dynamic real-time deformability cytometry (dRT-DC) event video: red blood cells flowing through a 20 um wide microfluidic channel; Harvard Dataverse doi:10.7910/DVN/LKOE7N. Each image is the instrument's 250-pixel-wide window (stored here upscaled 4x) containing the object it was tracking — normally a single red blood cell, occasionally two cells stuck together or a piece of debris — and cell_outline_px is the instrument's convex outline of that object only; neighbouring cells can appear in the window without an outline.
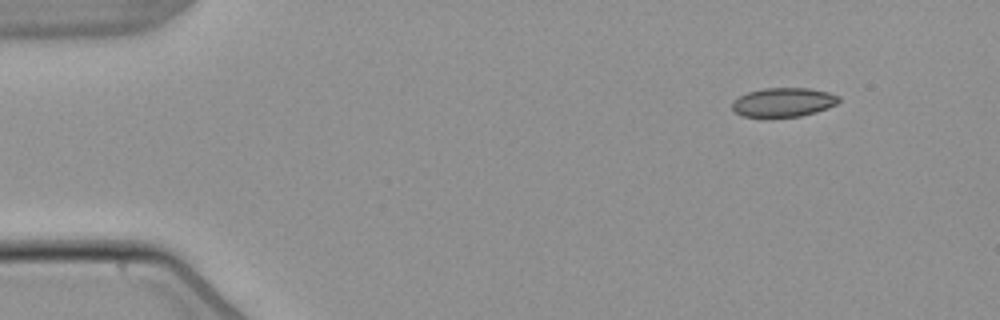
{"species": "common noctule bat (a hibernating species)", "species_latin": "Nyctalus noctula", "temperature_condition": "warm", "stored_images_in_passage": 6, "segment_of_instrument_passage": [2, 2], "camera_frame_rate_fps": 3000, "um_per_image_px": 0.085, "animal": {"sex": "male", "body_mass_g": 21.5, "forearm_length_mm": 52.0}, "frame": {"image": 1, "passage_image": 6, "time_ms": 6.333, "image_size_px": [1000, 320], "cell_outline_px": [[840, 100], [836, 104], [828, 108], [816, 112], [800, 116], [764, 120], [740, 116], [732, 108], [732, 100], [748, 92], [764, 88], [808, 88], [828, 92], [840, 96]], "centroid_in_image_um": [66.54, 8.74], "position_along_channel_um": 18.5, "area_um2": 18.79}}